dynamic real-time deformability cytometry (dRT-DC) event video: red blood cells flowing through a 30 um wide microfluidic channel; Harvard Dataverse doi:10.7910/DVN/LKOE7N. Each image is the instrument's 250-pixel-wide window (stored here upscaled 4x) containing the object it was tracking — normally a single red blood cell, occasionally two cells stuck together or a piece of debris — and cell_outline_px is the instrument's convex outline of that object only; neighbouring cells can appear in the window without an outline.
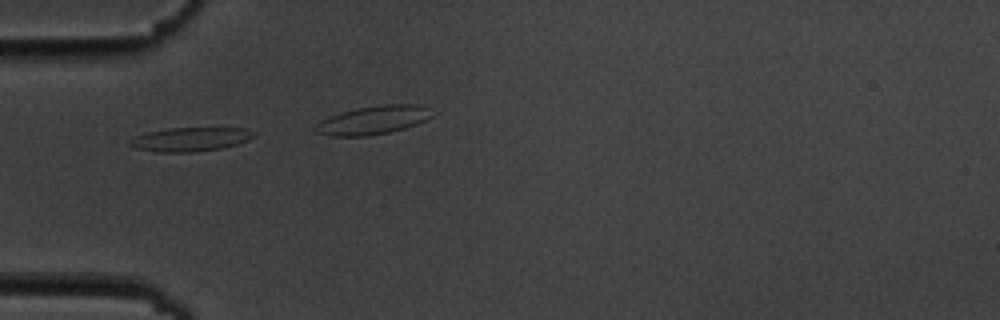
{"species": "common noctule bat (a hibernating species)", "species_latin": "Nyctalus noctula", "temperature_condition": "cold", "stored_images_in_passage": 15, "camera_frame_rate_fps": 3000, "um_per_image_px": 0.085, "animal": {"sex": "male", "body_mass_g": 19.5, "forearm_length_mm": 54.6}, "frame": {"image": 1, "passage_image": 5, "time_ms": 4.667, "image_size_px": [1000, 320], "cell_outline_px": [[256, 136], [248, 140], [224, 148], [192, 152], [156, 152], [132, 148], [128, 144], [128, 140], [136, 136], [148, 132], [168, 128], [244, 128], [256, 132]], "centroid_in_image_um": [16.16, 11.85], "position_along_channel_um": 68.8, "area_um2": 17.46}}
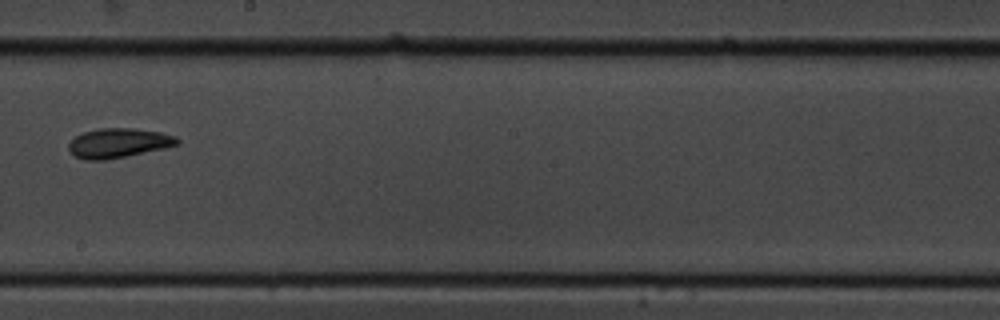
{"frame": {"image": 2, "passage_image": 9, "time_ms": 10.333, "image_size_px": [1000, 320], "cell_outline_px": [[180, 144], [164, 148], [104, 160], [84, 160], [72, 156], [68, 148], [68, 144], [76, 136], [84, 132], [100, 128], [132, 128], [160, 132], [176, 136], [180, 140]], "centroid_in_image_um": [10.05, 12.16], "position_along_channel_um": 238.1, "area_um2": 18.61}}
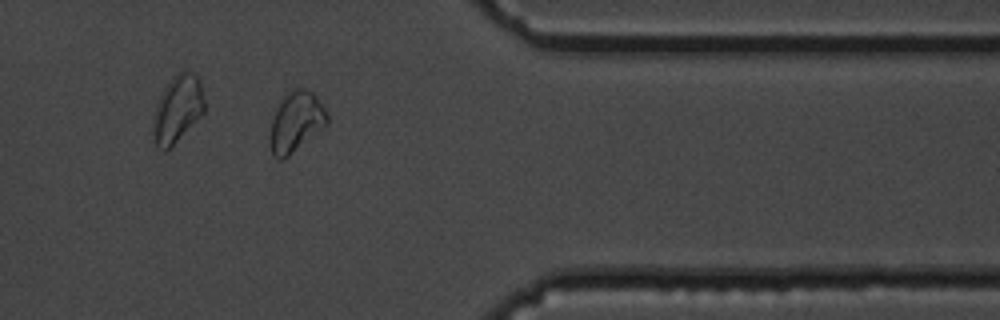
{"frame": {"image": 3, "passage_image": 13, "time_ms": 15.0, "image_size_px": [1000, 320], "cell_outline_px": [[328, 124], [284, 160], [276, 160], [272, 156], [268, 140], [272, 116], [276, 108], [284, 96], [292, 88], [308, 88], [316, 96], [324, 108], [328, 116]], "centroid_in_image_um": [25.12, 10.39], "position_along_channel_um": 386.3, "area_um2": 20.46}, "authors_computed_cell_mechanics": {"area_um2": 18.6116, "velocity_mm_per_s": 3.4448, "shape_relaxation_time_tau1_ms": 2.7092, "shape_relaxation_time_tau2_ms": 2.3275, "deformation_change_tau1": 0.0896, "deformation_change_tau2": 0.0608}}